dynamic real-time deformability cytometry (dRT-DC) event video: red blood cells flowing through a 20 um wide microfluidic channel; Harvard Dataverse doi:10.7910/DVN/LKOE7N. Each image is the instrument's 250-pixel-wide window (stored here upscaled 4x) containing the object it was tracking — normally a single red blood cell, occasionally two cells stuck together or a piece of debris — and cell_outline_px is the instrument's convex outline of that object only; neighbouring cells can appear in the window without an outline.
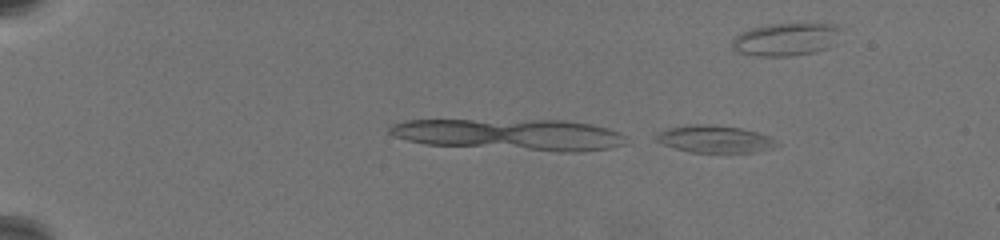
{"species": "common noctule bat (a hibernating species)", "species_latin": "Nyctalus noctula", "temperature_condition": "warm", "stored_images_in_passage": 58, "camera_frame_rate_fps": 3000, "um_per_image_px": 0.085, "animal": {"sex": "female", "body_mass_g": 19.5, "forearm_length_mm": 54.1}, "frame": {"image": 1, "passage_image": 2, "time_ms": 0.333, "image_size_px": [1000, 240], "cell_outline_px": [[780, 144], [756, 152], [692, 152], [676, 148], [664, 144], [656, 140], [656, 136], [660, 132], [672, 128], [696, 124], [700, 124], [740, 128], [756, 132], [768, 136], [776, 140]], "centroid_in_image_um": [60.79, 11.83], "position_along_channel_um": 24.2, "area_um2": 18.44}}
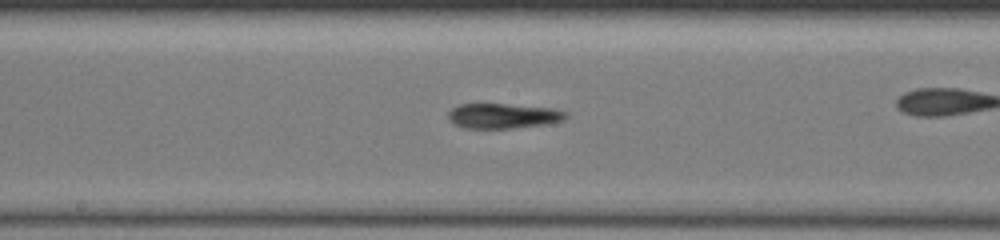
{"frame": {"image": 2, "passage_image": 30, "time_ms": 9.667, "image_size_px": [1000, 240], "cell_outline_px": [[568, 116], [564, 120], [548, 124], [512, 128], [464, 128], [448, 120], [448, 112], [452, 108], [460, 104], [504, 104], [552, 108], [568, 112]], "centroid_in_image_um": [42.78, 9.85], "position_along_channel_um": 205.4, "area_um2": 17.17}}
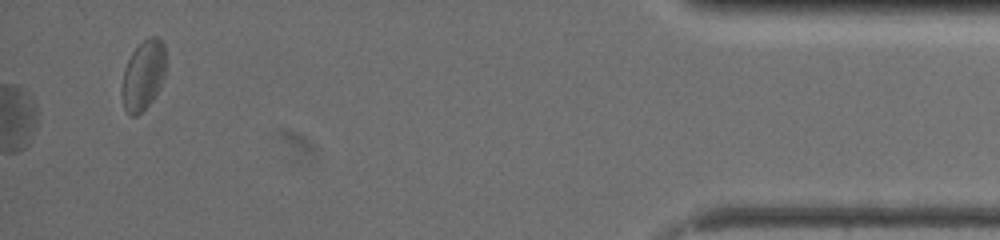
{"frame": {"image": 3, "passage_image": 58, "time_ms": 19.0, "image_size_px": [1000, 240], "cell_outline_px": [[164, 76], [160, 88], [152, 100], [136, 116], [132, 116], [124, 108], [120, 92], [120, 88], [124, 68], [132, 52], [148, 36], [156, 36], [164, 44]], "centroid_in_image_um": [12.14, 6.4], "position_along_channel_um": 423.1, "area_um2": 17.8}, "authors_computed_cell_mechanics": {"area_um2": 17.5134, "velocity_mm_per_s": 3.3666, "shape_relaxation_time_tau1_ms": 4.4291, "shape_relaxation_time_tau2_ms": 3.3153, "deformation_change_tau1": 0.1314, "deformation_change_tau2": 0.1386}}